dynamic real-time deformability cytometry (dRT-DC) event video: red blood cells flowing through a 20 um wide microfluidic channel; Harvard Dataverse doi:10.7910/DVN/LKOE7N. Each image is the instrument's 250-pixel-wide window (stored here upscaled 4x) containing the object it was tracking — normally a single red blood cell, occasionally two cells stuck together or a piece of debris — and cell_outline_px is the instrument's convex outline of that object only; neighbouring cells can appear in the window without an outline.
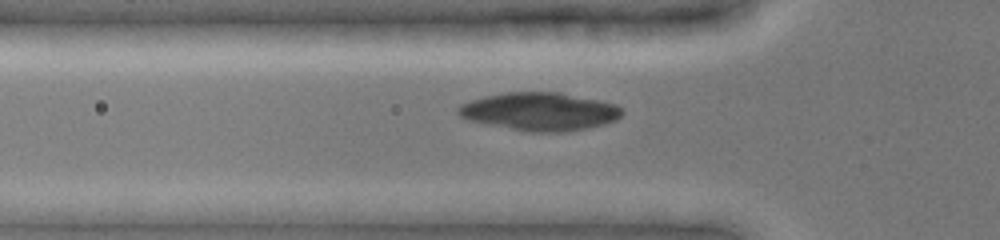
{"species": "common noctule bat (a hibernating species)", "species_latin": "Nyctalus noctula", "temperature_condition": "cold", "stored_images_in_passage": 38, "camera_frame_rate_fps": 3000, "um_per_image_px": 0.085, "animal": {"sex": "female", "body_mass_g": 19.0, "forearm_length_mm": 51.5}, "frame": {"image": 1, "passage_image": 6, "time_ms": 1.667, "image_size_px": [1000, 240], "cell_outline_px": [[624, 112], [616, 120], [604, 124], [588, 128], [564, 132], [532, 132], [488, 124], [468, 120], [460, 116], [456, 112], [456, 108], [460, 104], [484, 96], [504, 92], [560, 92], [616, 104]], "centroid_in_image_um": [45.86, 9.47], "position_along_channel_um": 79.9, "area_um2": 36.24}}
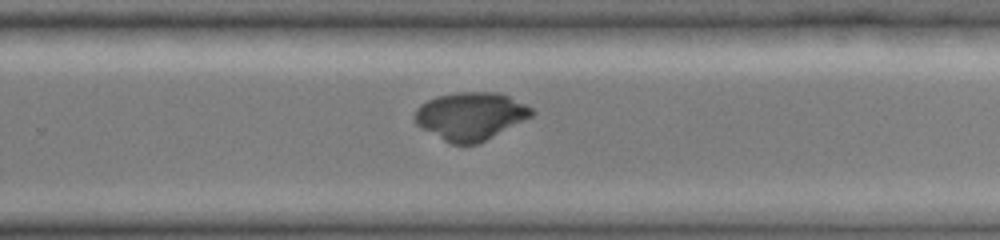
{"frame": {"image": 2, "passage_image": 22, "time_ms": 7.0, "image_size_px": [1000, 240], "cell_outline_px": [[536, 112], [532, 116], [476, 144], [452, 144], [420, 128], [416, 124], [412, 116], [416, 108], [420, 104], [436, 96], [456, 92], [496, 92], [508, 96], [532, 108]], "centroid_in_image_um": [39.94, 9.85], "position_along_channel_um": 289.9, "area_um2": 32.37}}
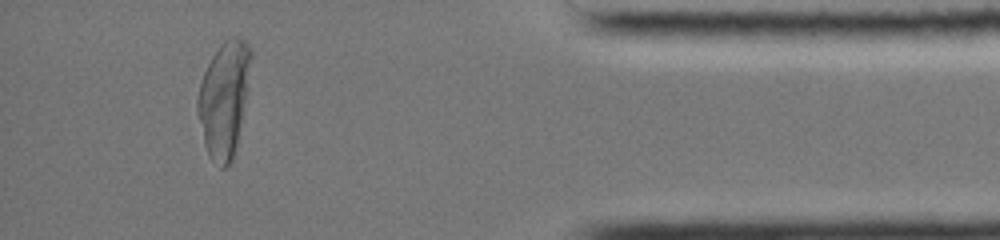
{"frame": {"image": 3, "passage_image": 34, "time_ms": 11.0, "image_size_px": [1000, 240], "cell_outline_px": [[252, 56], [236, 152], [228, 168], [220, 168], [208, 156], [204, 144], [196, 112], [196, 100], [200, 80], [212, 56], [220, 44], [224, 40], [232, 36], [236, 36], [244, 40], [252, 48]], "centroid_in_image_um": [19.02, 8.43], "position_along_channel_um": 416.2, "area_um2": 36.18}}